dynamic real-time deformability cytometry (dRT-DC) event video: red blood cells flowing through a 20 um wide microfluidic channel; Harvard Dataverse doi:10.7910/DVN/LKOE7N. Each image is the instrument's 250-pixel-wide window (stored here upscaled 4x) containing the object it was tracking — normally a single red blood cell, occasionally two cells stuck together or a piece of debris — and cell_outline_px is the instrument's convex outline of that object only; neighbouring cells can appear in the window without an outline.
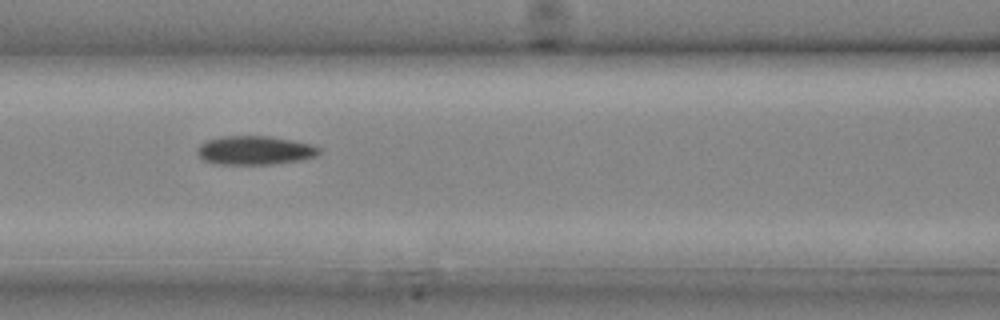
{"species": "common noctule bat (a hibernating species)", "species_latin": "Nyctalus noctula", "temperature_condition": "cold", "stored_images_in_passage": 7, "camera_frame_rate_fps": 3000, "um_per_image_px": 0.085, "animal": {"sex": "male", "body_mass_g": 20.4}, "frame": {"image": 1, "passage_image": 4, "time_ms": 1.0, "image_size_px": [1000, 320], "cell_outline_px": [[320, 152], [316, 156], [300, 160], [276, 164], [216, 164], [204, 160], [196, 152], [196, 148], [200, 144], [208, 140], [224, 136], [268, 136], [308, 144], [320, 148]], "centroid_in_image_um": [21.62, 12.79], "position_along_channel_um": 145.0, "area_um2": 20.23}}
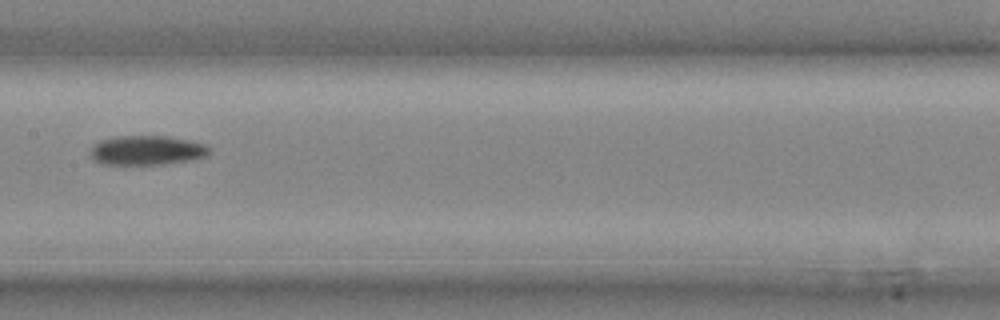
{"frame": {"image": 2, "passage_image": 6, "time_ms": 1.667, "image_size_px": [1000, 320], "cell_outline_px": [[212, 152], [208, 156], [192, 160], [164, 164], [104, 164], [92, 160], [92, 148], [100, 140], [116, 136], [168, 136], [208, 144], [212, 148]], "centroid_in_image_um": [12.58, 12.77], "position_along_channel_um": 194.8, "area_um2": 20.58}}